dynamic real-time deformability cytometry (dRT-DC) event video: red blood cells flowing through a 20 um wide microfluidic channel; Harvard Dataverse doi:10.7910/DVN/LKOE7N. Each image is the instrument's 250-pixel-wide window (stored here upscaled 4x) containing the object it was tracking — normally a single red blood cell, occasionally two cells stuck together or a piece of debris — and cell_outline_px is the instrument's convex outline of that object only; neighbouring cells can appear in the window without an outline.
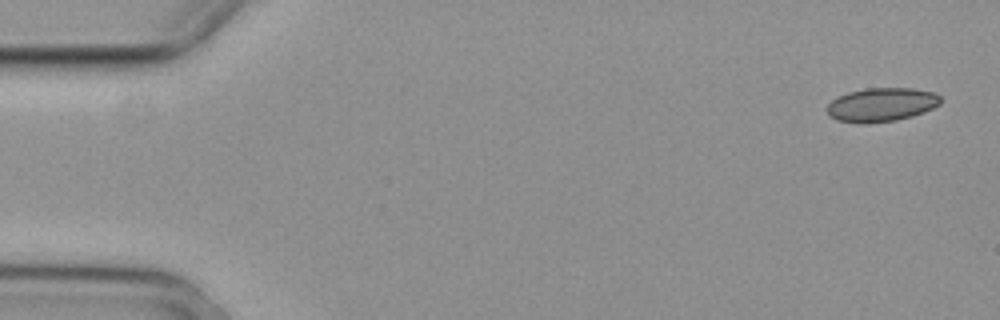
{"species": "common noctule bat (a hibernating species)", "species_latin": "Nyctalus noctula", "temperature_condition": "cold", "stored_images_in_passage": 4, "camera_frame_rate_fps": 3000, "um_per_image_px": 0.085, "animal": {"sex": "female", "body_mass_g": 29.2, "forearm_length_mm": 56.3}, "frame": {"image": 1, "passage_image": 1, "time_ms": 0.0, "image_size_px": [1000, 320], "cell_outline_px": [[940, 104], [924, 112], [912, 116], [896, 120], [864, 124], [860, 124], [836, 120], [828, 116], [828, 104], [832, 100], [848, 92], [864, 88], [912, 88], [932, 92], [940, 96]], "centroid_in_image_um": [74.9, 8.91], "position_along_channel_um": 10.1, "area_um2": 22.37}}
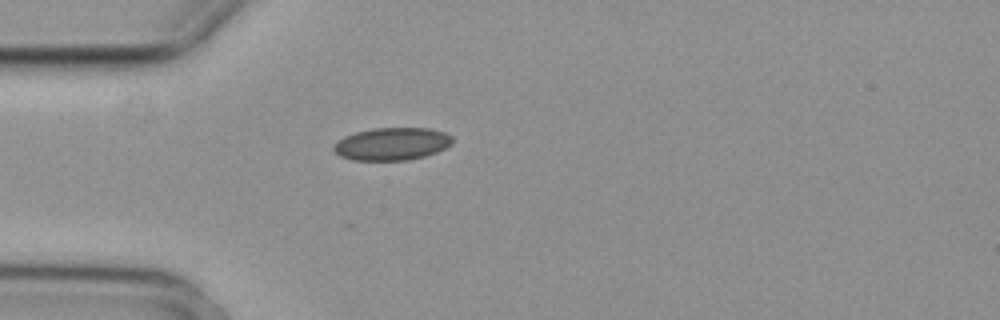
{"frame": {"image": 2, "passage_image": 4, "time_ms": 1.0, "image_size_px": [1000, 320], "cell_outline_px": [[452, 144], [436, 152], [424, 156], [408, 160], [352, 160], [340, 156], [332, 148], [332, 144], [344, 136], [356, 132], [372, 128], [428, 128], [444, 132], [452, 136]], "centroid_in_image_um": [33.28, 12.23], "position_along_channel_um": 51.7, "area_um2": 22.6}}